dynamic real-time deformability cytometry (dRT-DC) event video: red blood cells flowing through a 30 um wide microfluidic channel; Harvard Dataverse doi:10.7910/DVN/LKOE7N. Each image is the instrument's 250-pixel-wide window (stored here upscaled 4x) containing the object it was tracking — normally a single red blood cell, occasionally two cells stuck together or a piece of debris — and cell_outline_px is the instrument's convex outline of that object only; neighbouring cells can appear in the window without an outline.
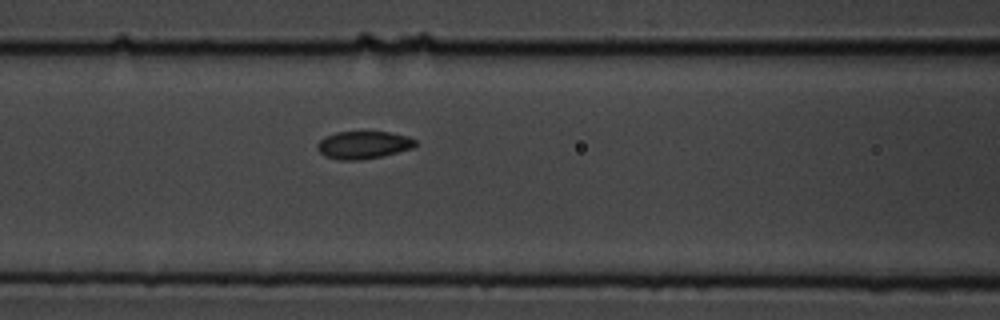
{"species": "common noctule bat (a hibernating species)", "species_latin": "Nyctalus noctula", "temperature_condition": "cold", "stored_images_in_passage": 7, "segment_of_instrument_passage": [1, 2], "camera_frame_rate_fps": 3000, "um_per_image_px": 0.085, "animal": {"sex": "male", "body_mass_g": 19.5, "forearm_length_mm": 54.6}, "frame": {"image": 1, "passage_image": 6, "time_ms": 7.333, "image_size_px": [1000, 320], "cell_outline_px": [[416, 144], [412, 148], [380, 156], [360, 160], [336, 160], [324, 156], [316, 148], [316, 144], [324, 136], [336, 132], [388, 132], [408, 136], [416, 140]], "centroid_in_image_um": [30.83, 12.32], "position_along_channel_um": 135.8, "area_um2": 15.78}}